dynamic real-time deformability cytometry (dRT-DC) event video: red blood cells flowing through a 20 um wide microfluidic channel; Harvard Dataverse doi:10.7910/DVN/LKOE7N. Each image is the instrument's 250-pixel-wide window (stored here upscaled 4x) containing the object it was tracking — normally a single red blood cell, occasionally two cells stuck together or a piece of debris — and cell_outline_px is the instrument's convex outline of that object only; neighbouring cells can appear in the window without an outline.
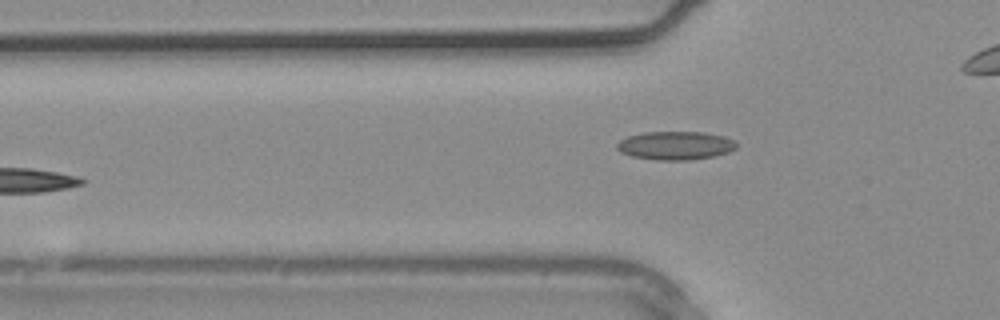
{"species": "common noctule bat (a hibernating species)", "species_latin": "Nyctalus noctula", "temperature_condition": "warm", "stored_images_in_passage": 5, "camera_frame_rate_fps": 3000, "um_per_image_px": 0.085, "animal": {"sex": "male", "body_mass_g": 20.4}, "frame": {"image": 1, "passage_image": 3, "time_ms": 0.667, "image_size_px": [1000, 320], "cell_outline_px": [[736, 148], [728, 152], [712, 156], [688, 160], [656, 160], [632, 156], [620, 152], [616, 148], [616, 144], [620, 140], [628, 136], [644, 132], [704, 132], [724, 136], [736, 140]], "centroid_in_image_um": [57.4, 12.36], "position_along_channel_um": 68.4, "area_um2": 19.83}}